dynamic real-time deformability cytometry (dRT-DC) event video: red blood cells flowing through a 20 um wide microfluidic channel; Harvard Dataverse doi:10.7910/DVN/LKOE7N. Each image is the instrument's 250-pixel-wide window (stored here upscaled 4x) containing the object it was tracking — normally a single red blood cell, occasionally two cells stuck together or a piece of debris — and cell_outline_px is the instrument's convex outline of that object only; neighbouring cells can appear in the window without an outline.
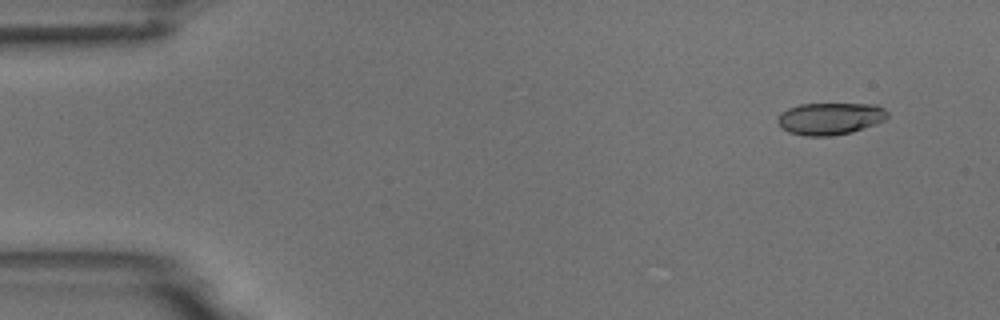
{"species": "common noctule bat (a hibernating species)", "species_latin": "Nyctalus noctula", "temperature_condition": "room temperature", "stored_images_in_passage": 6, "camera_frame_rate_fps": 3000, "um_per_image_px": 0.085, "animal": {"sex": "male", "body_mass_g": 18.8}, "frame": {"image": 1, "passage_image": 6, "time_ms": 5.667, "image_size_px": [1000, 320], "cell_outline_px": [[888, 116], [884, 120], [876, 124], [852, 132], [828, 136], [804, 136], [788, 132], [780, 128], [776, 120], [780, 112], [788, 108], [800, 104], [876, 104], [884, 108], [888, 112]], "centroid_in_image_um": [70.53, 10.08], "position_along_channel_um": 14.5, "area_um2": 20.75}}